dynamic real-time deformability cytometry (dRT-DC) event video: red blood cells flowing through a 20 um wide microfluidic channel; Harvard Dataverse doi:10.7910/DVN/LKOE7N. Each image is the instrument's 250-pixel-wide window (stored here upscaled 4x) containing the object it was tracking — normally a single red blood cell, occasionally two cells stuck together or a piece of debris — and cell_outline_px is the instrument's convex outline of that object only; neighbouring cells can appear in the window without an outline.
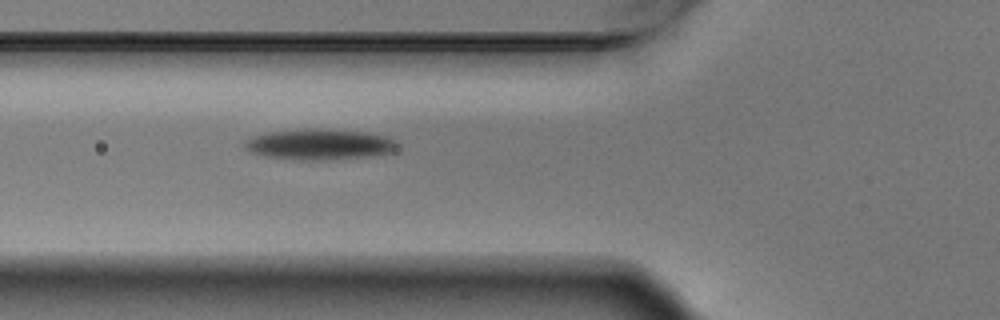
{"species": "Egyptian fruit bat (a non-hibernating species)", "species_latin": "Rousettus aegyptiacus", "temperature_condition": "warm", "stored_images_in_passage": 5, "camera_frame_rate_fps": 3000, "um_per_image_px": 0.085, "animal": {"sex": "male"}, "frame": {"image": 1, "passage_image": 5, "time_ms": 1.333, "image_size_px": [1000, 320], "cell_outline_px": [[400, 144], [392, 152], [372, 156], [324, 160], [292, 160], [268, 156], [252, 152], [244, 148], [244, 144], [252, 136], [268, 132], [312, 128], [364, 132], [384, 136]], "centroid_in_image_um": [27.16, 12.28], "position_along_channel_um": 98.6, "area_um2": 27.17}}